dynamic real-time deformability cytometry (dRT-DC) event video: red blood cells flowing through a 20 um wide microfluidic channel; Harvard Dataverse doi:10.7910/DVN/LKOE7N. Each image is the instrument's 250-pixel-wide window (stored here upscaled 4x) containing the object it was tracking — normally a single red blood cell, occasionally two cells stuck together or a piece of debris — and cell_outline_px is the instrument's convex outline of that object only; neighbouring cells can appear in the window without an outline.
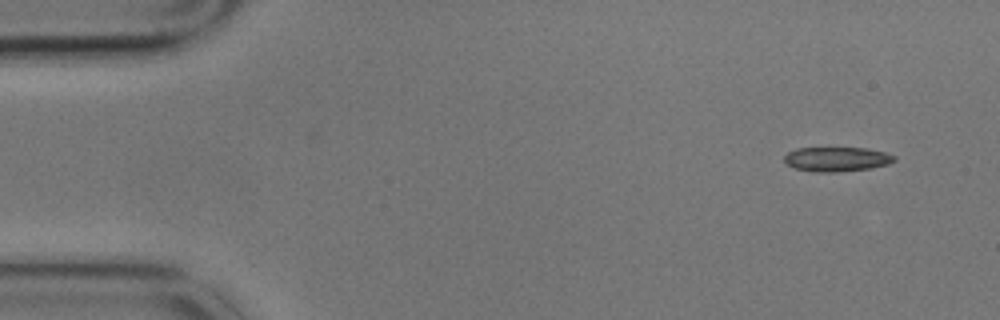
{"species": "common noctule bat (a hibernating species)", "species_latin": "Nyctalus noctula", "temperature_condition": "cold", "stored_images_in_passage": 5, "camera_frame_rate_fps": 3000, "um_per_image_px": 0.085, "animal": {"sex": "male", "body_mass_g": 17.9}, "frame": {"image": 1, "passage_image": 1, "time_ms": 0.0, "image_size_px": [1000, 320], "cell_outline_px": [[896, 160], [888, 164], [872, 168], [836, 172], [816, 172], [796, 168], [788, 164], [784, 160], [784, 156], [788, 152], [796, 148], [868, 148], [884, 152], [896, 156]], "centroid_in_image_um": [71.15, 13.52], "position_along_channel_um": 13.8, "area_um2": 15.66}}
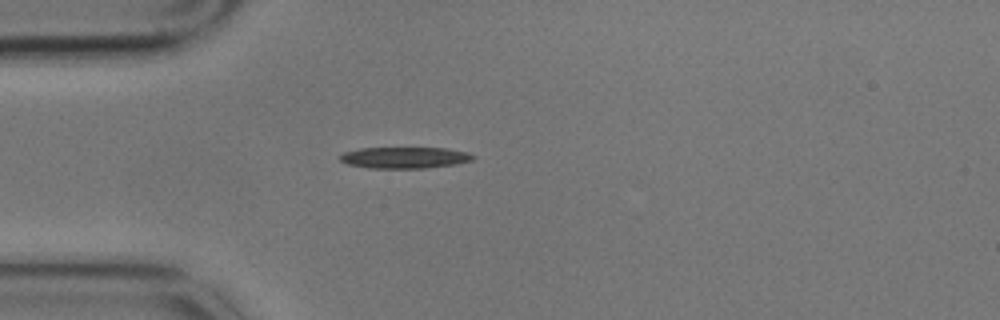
{"frame": {"image": 2, "passage_image": 4, "time_ms": 1.0, "image_size_px": [1000, 320], "cell_outline_px": [[476, 156], [472, 160], [456, 164], [424, 168], [368, 168], [348, 164], [340, 160], [340, 156], [344, 152], [360, 148], [444, 148], [468, 152]], "centroid_in_image_um": [34.4, 13.4], "position_along_channel_um": 50.6, "area_um2": 16.47}}